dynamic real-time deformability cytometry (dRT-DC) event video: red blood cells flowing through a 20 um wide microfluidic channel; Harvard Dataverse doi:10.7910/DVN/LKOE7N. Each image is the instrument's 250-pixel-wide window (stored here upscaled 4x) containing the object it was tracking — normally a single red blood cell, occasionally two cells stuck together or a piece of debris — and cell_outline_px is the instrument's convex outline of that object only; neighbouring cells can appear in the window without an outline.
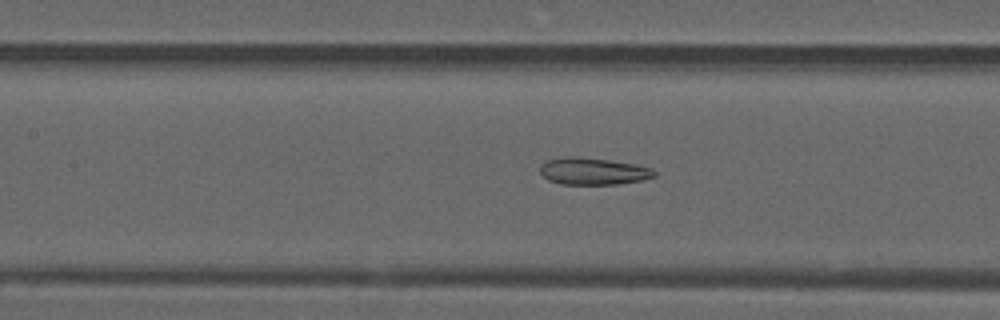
{"species": "common noctule bat (a hibernating species)", "species_latin": "Nyctalus noctula", "temperature_condition": "warm", "stored_images_in_passage": 53, "camera_frame_rate_fps": 3000, "um_per_image_px": 0.085, "animal": {"sex": "male", "forearm_length_mm": 52.5}, "frame": {"image": 1, "passage_image": 24, "time_ms": 7.667, "image_size_px": [1000, 320], "cell_outline_px": [[656, 176], [644, 180], [616, 184], [560, 184], [548, 180], [540, 172], [540, 164], [548, 160], [568, 156], [576, 156], [608, 160], [636, 164], [652, 168], [656, 172]], "centroid_in_image_um": [50.43, 14.55], "position_along_channel_um": 157.0, "area_um2": 18.03}}
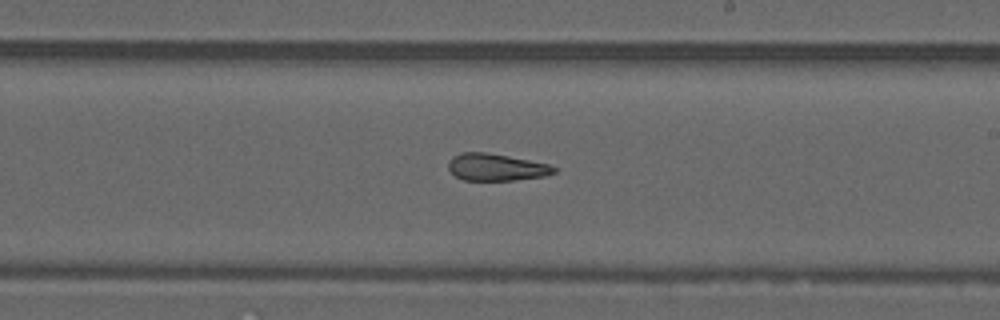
{"frame": {"image": 2, "passage_image": 31, "time_ms": 10.0, "image_size_px": [1000, 320], "cell_outline_px": [[556, 172], [544, 176], [512, 180], [464, 180], [456, 176], [448, 168], [448, 160], [452, 156], [460, 152], [484, 152], [508, 156], [548, 164], [556, 168]], "centroid_in_image_um": [42.13, 14.2], "position_along_channel_um": 246.9, "area_um2": 16.53}}
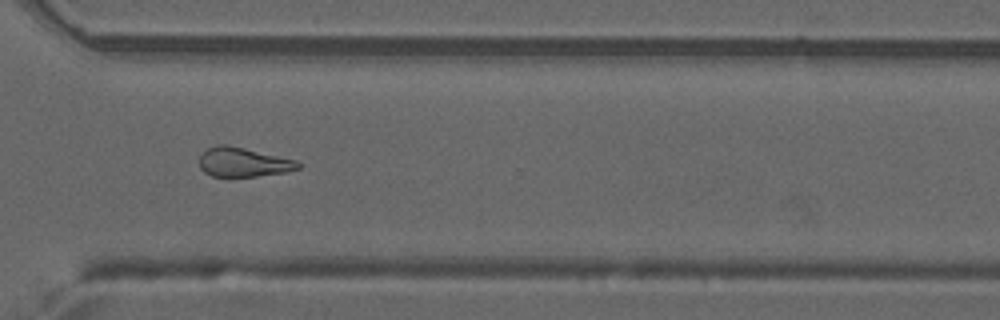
{"frame": {"image": 3, "passage_image": 39, "time_ms": 12.667, "image_size_px": [1000, 320], "cell_outline_px": [[300, 168], [284, 172], [256, 176], [212, 176], [204, 172], [200, 168], [200, 156], [208, 148], [216, 144], [228, 144], [296, 160], [300, 164]], "centroid_in_image_um": [20.65, 13.77], "position_along_channel_um": 349.9, "area_um2": 16.7}, "authors_computed_cell_mechanics": {"area_um2": 19.0162, "velocity_mm_per_s": 3.8676, "shape_relaxation_time_tau1_ms": null, "shape_relaxation_time_tau2_ms": 3.6195, "deformation_change_tau1": null, "deformation_change_tau2": 0.1336}}